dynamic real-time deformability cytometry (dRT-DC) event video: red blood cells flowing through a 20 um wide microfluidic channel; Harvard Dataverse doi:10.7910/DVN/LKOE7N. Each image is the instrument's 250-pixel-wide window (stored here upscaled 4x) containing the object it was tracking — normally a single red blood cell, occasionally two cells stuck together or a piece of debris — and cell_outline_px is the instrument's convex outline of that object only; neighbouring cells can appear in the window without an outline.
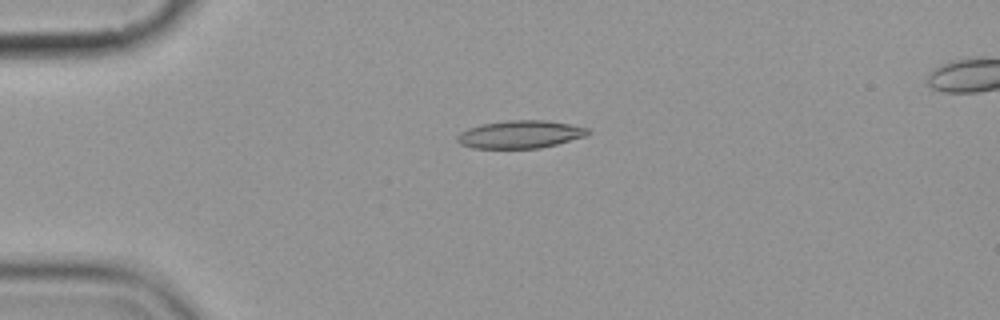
{"species": "common noctule bat (a hibernating species)", "species_latin": "Nyctalus noctula", "temperature_condition": "cold", "stored_images_in_passage": 6, "camera_frame_rate_fps": 3000, "um_per_image_px": 0.085, "animal": {"sex": "female", "body_mass_g": 19.9}, "frame": {"image": 1, "passage_image": 4, "time_ms": 3.333, "image_size_px": [1000, 320], "cell_outline_px": [[592, 132], [588, 136], [540, 148], [472, 148], [460, 144], [456, 140], [456, 136], [460, 132], [468, 128], [484, 124], [508, 120], [544, 120], [568, 124], [588, 128]], "centroid_in_image_um": [44.23, 11.42], "position_along_channel_um": 40.8, "area_um2": 21.15}}